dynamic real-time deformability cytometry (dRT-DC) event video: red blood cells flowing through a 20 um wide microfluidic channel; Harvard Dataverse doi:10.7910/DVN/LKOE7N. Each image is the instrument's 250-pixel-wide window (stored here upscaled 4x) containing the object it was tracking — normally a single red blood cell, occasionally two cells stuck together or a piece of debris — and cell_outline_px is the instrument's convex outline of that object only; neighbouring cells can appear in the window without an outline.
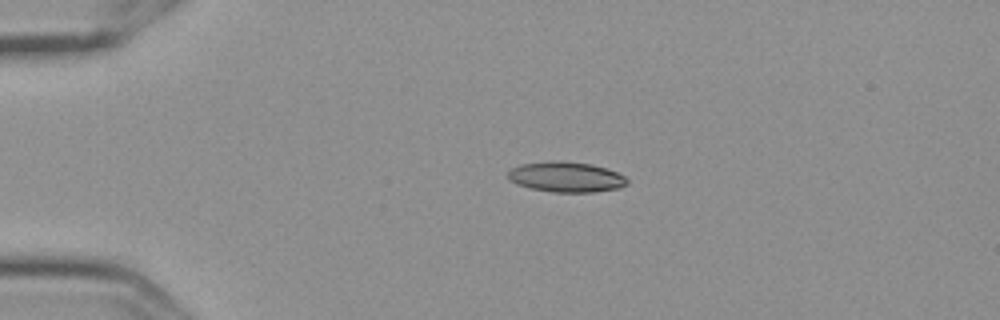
{"species": "Egyptian fruit bat (a non-hibernating species)", "species_latin": "Rousettus aegyptiacus", "temperature_condition": "cold", "stored_images_in_passage": 45, "camera_frame_rate_fps": 3000, "um_per_image_px": 0.085, "frame": {"image": 1, "passage_image": 1, "time_ms": 0.0, "image_size_px": [1000, 320], "cell_outline_px": [[628, 184], [620, 188], [592, 192], [552, 192], [532, 188], [516, 184], [508, 180], [508, 172], [512, 168], [520, 164], [548, 160], [556, 160], [592, 164], [616, 172], [624, 176], [628, 180]], "centroid_in_image_um": [48.1, 15.03], "position_along_channel_um": 36.9, "area_um2": 21.15}}
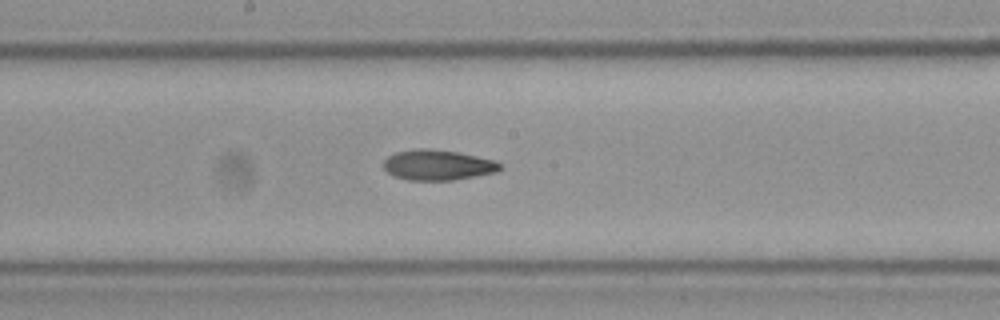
{"frame": {"image": 2, "passage_image": 19, "time_ms": 6.0, "image_size_px": [1000, 320], "cell_outline_px": [[504, 168], [496, 172], [452, 180], [408, 180], [396, 176], [388, 172], [384, 168], [384, 160], [388, 156], [396, 152], [420, 148], [428, 148], [456, 152], [496, 160]], "centroid_in_image_um": [37.23, 14.02], "position_along_channel_um": 211.0, "area_um2": 20.46}}
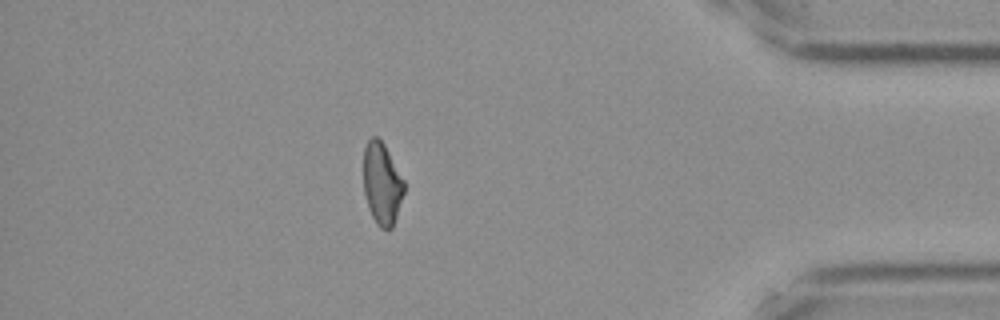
{"frame": {"image": 3, "passage_image": 38, "time_ms": 12.333, "image_size_px": [1000, 320], "cell_outline_px": [[404, 192], [392, 228], [380, 228], [376, 224], [368, 208], [364, 192], [364, 148], [368, 140], [372, 136], [376, 136], [384, 144], [404, 180]], "centroid_in_image_um": [32.46, 15.6], "position_along_channel_um": 402.7, "area_um2": 19.19}, "authors_computed_cell_mechanics": {"area_um2": 20.4612, "velocity_mm_per_s": 3.6023, "shape_relaxation_time_tau1_ms": 8.6325, "shape_relaxation_time_tau2_ms": 11.1314, "deformation_change_tau1": 0.1752, "deformation_change_tau2": 0.1756}}